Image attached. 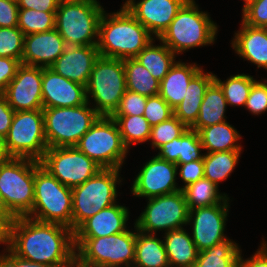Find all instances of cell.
Listing matches in <instances>:
<instances>
[{
  "mask_svg": "<svg viewBox=\"0 0 267 267\" xmlns=\"http://www.w3.org/2000/svg\"><path fill=\"white\" fill-rule=\"evenodd\" d=\"M42 67L21 64L1 95L17 111L43 109Z\"/></svg>",
  "mask_w": 267,
  "mask_h": 267,
  "instance_id": "e0dca14e",
  "label": "cell"
},
{
  "mask_svg": "<svg viewBox=\"0 0 267 267\" xmlns=\"http://www.w3.org/2000/svg\"><path fill=\"white\" fill-rule=\"evenodd\" d=\"M133 267H170L164 241L155 234H146L136 228Z\"/></svg>",
  "mask_w": 267,
  "mask_h": 267,
  "instance_id": "f546056e",
  "label": "cell"
},
{
  "mask_svg": "<svg viewBox=\"0 0 267 267\" xmlns=\"http://www.w3.org/2000/svg\"><path fill=\"white\" fill-rule=\"evenodd\" d=\"M28 217L72 229V188L62 184L35 160L34 203Z\"/></svg>",
  "mask_w": 267,
  "mask_h": 267,
  "instance_id": "5b68a950",
  "label": "cell"
},
{
  "mask_svg": "<svg viewBox=\"0 0 267 267\" xmlns=\"http://www.w3.org/2000/svg\"><path fill=\"white\" fill-rule=\"evenodd\" d=\"M40 163L70 188L83 184L102 169L76 146L48 148Z\"/></svg>",
  "mask_w": 267,
  "mask_h": 267,
  "instance_id": "5bb4252c",
  "label": "cell"
},
{
  "mask_svg": "<svg viewBox=\"0 0 267 267\" xmlns=\"http://www.w3.org/2000/svg\"><path fill=\"white\" fill-rule=\"evenodd\" d=\"M0 219H16L11 211L6 206L4 199L0 195Z\"/></svg>",
  "mask_w": 267,
  "mask_h": 267,
  "instance_id": "11a10c76",
  "label": "cell"
},
{
  "mask_svg": "<svg viewBox=\"0 0 267 267\" xmlns=\"http://www.w3.org/2000/svg\"><path fill=\"white\" fill-rule=\"evenodd\" d=\"M91 103L74 107L43 108L48 148L76 146L100 115Z\"/></svg>",
  "mask_w": 267,
  "mask_h": 267,
  "instance_id": "9c48e42d",
  "label": "cell"
},
{
  "mask_svg": "<svg viewBox=\"0 0 267 267\" xmlns=\"http://www.w3.org/2000/svg\"><path fill=\"white\" fill-rule=\"evenodd\" d=\"M2 253L0 254V267H53L20 258L10 249L2 251Z\"/></svg>",
  "mask_w": 267,
  "mask_h": 267,
  "instance_id": "c3c4849f",
  "label": "cell"
},
{
  "mask_svg": "<svg viewBox=\"0 0 267 267\" xmlns=\"http://www.w3.org/2000/svg\"><path fill=\"white\" fill-rule=\"evenodd\" d=\"M214 77L212 72L206 73L202 68L190 80L183 100L174 109V115L188 128L196 122L205 92L214 81Z\"/></svg>",
  "mask_w": 267,
  "mask_h": 267,
  "instance_id": "d4e9b609",
  "label": "cell"
},
{
  "mask_svg": "<svg viewBox=\"0 0 267 267\" xmlns=\"http://www.w3.org/2000/svg\"><path fill=\"white\" fill-rule=\"evenodd\" d=\"M219 186L203 177L182 189L189 210L229 201L227 194L219 192Z\"/></svg>",
  "mask_w": 267,
  "mask_h": 267,
  "instance_id": "d6a6232c",
  "label": "cell"
},
{
  "mask_svg": "<svg viewBox=\"0 0 267 267\" xmlns=\"http://www.w3.org/2000/svg\"><path fill=\"white\" fill-rule=\"evenodd\" d=\"M261 242L257 251L250 258L239 257L238 267H267V241Z\"/></svg>",
  "mask_w": 267,
  "mask_h": 267,
  "instance_id": "681fc988",
  "label": "cell"
},
{
  "mask_svg": "<svg viewBox=\"0 0 267 267\" xmlns=\"http://www.w3.org/2000/svg\"><path fill=\"white\" fill-rule=\"evenodd\" d=\"M229 204V201H222L220 204L189 210L187 225L192 224L190 235L199 252L229 239L224 233Z\"/></svg>",
  "mask_w": 267,
  "mask_h": 267,
  "instance_id": "9a60e30c",
  "label": "cell"
},
{
  "mask_svg": "<svg viewBox=\"0 0 267 267\" xmlns=\"http://www.w3.org/2000/svg\"><path fill=\"white\" fill-rule=\"evenodd\" d=\"M177 165L159 158L148 160L136 175L131 192L135 197L147 199L181 190L176 182Z\"/></svg>",
  "mask_w": 267,
  "mask_h": 267,
  "instance_id": "2e32d148",
  "label": "cell"
},
{
  "mask_svg": "<svg viewBox=\"0 0 267 267\" xmlns=\"http://www.w3.org/2000/svg\"><path fill=\"white\" fill-rule=\"evenodd\" d=\"M188 127L175 115L168 120L151 127L150 143L151 148L159 149L162 145L180 137Z\"/></svg>",
  "mask_w": 267,
  "mask_h": 267,
  "instance_id": "f35d334b",
  "label": "cell"
},
{
  "mask_svg": "<svg viewBox=\"0 0 267 267\" xmlns=\"http://www.w3.org/2000/svg\"><path fill=\"white\" fill-rule=\"evenodd\" d=\"M100 2L61 0L56 10L55 29L67 46H97Z\"/></svg>",
  "mask_w": 267,
  "mask_h": 267,
  "instance_id": "8992f818",
  "label": "cell"
},
{
  "mask_svg": "<svg viewBox=\"0 0 267 267\" xmlns=\"http://www.w3.org/2000/svg\"><path fill=\"white\" fill-rule=\"evenodd\" d=\"M163 238L170 267H193L199 251L186 229L171 230Z\"/></svg>",
  "mask_w": 267,
  "mask_h": 267,
  "instance_id": "4316f807",
  "label": "cell"
},
{
  "mask_svg": "<svg viewBox=\"0 0 267 267\" xmlns=\"http://www.w3.org/2000/svg\"><path fill=\"white\" fill-rule=\"evenodd\" d=\"M18 3L11 0H0V27H17Z\"/></svg>",
  "mask_w": 267,
  "mask_h": 267,
  "instance_id": "bcb514c9",
  "label": "cell"
},
{
  "mask_svg": "<svg viewBox=\"0 0 267 267\" xmlns=\"http://www.w3.org/2000/svg\"><path fill=\"white\" fill-rule=\"evenodd\" d=\"M15 111L0 94V138L4 139L10 129Z\"/></svg>",
  "mask_w": 267,
  "mask_h": 267,
  "instance_id": "816d5d0a",
  "label": "cell"
},
{
  "mask_svg": "<svg viewBox=\"0 0 267 267\" xmlns=\"http://www.w3.org/2000/svg\"><path fill=\"white\" fill-rule=\"evenodd\" d=\"M76 147L102 169H121L129 152L111 116H100Z\"/></svg>",
  "mask_w": 267,
  "mask_h": 267,
  "instance_id": "30bf717a",
  "label": "cell"
},
{
  "mask_svg": "<svg viewBox=\"0 0 267 267\" xmlns=\"http://www.w3.org/2000/svg\"><path fill=\"white\" fill-rule=\"evenodd\" d=\"M198 6L195 0H188L158 38L176 55L195 47L212 45L217 39V24Z\"/></svg>",
  "mask_w": 267,
  "mask_h": 267,
  "instance_id": "277c9868",
  "label": "cell"
},
{
  "mask_svg": "<svg viewBox=\"0 0 267 267\" xmlns=\"http://www.w3.org/2000/svg\"><path fill=\"white\" fill-rule=\"evenodd\" d=\"M147 97L134 91L126 90L122 96L118 108L112 115L143 116Z\"/></svg>",
  "mask_w": 267,
  "mask_h": 267,
  "instance_id": "7bdbcfd3",
  "label": "cell"
},
{
  "mask_svg": "<svg viewBox=\"0 0 267 267\" xmlns=\"http://www.w3.org/2000/svg\"><path fill=\"white\" fill-rule=\"evenodd\" d=\"M196 63L176 61L160 82L159 95L174 110L183 100L190 80L201 70Z\"/></svg>",
  "mask_w": 267,
  "mask_h": 267,
  "instance_id": "cb8c5ba5",
  "label": "cell"
},
{
  "mask_svg": "<svg viewBox=\"0 0 267 267\" xmlns=\"http://www.w3.org/2000/svg\"><path fill=\"white\" fill-rule=\"evenodd\" d=\"M177 171H179L178 175L182 179V182H184L185 184L181 187L182 190L187 185L196 182L197 180L204 177L203 160L191 161L185 164H177Z\"/></svg>",
  "mask_w": 267,
  "mask_h": 267,
  "instance_id": "f6af8a7d",
  "label": "cell"
},
{
  "mask_svg": "<svg viewBox=\"0 0 267 267\" xmlns=\"http://www.w3.org/2000/svg\"><path fill=\"white\" fill-rule=\"evenodd\" d=\"M16 219H0V244H5L8 250L10 248V228Z\"/></svg>",
  "mask_w": 267,
  "mask_h": 267,
  "instance_id": "f5cc1de1",
  "label": "cell"
},
{
  "mask_svg": "<svg viewBox=\"0 0 267 267\" xmlns=\"http://www.w3.org/2000/svg\"><path fill=\"white\" fill-rule=\"evenodd\" d=\"M214 81L220 86L228 106L245 107L252 85L257 81L248 74H236L222 81L214 74Z\"/></svg>",
  "mask_w": 267,
  "mask_h": 267,
  "instance_id": "8d00e7d4",
  "label": "cell"
},
{
  "mask_svg": "<svg viewBox=\"0 0 267 267\" xmlns=\"http://www.w3.org/2000/svg\"><path fill=\"white\" fill-rule=\"evenodd\" d=\"M231 46L239 57L267 70V28L252 27L241 21Z\"/></svg>",
  "mask_w": 267,
  "mask_h": 267,
  "instance_id": "603a6c76",
  "label": "cell"
},
{
  "mask_svg": "<svg viewBox=\"0 0 267 267\" xmlns=\"http://www.w3.org/2000/svg\"><path fill=\"white\" fill-rule=\"evenodd\" d=\"M188 0H126L122 6L158 39Z\"/></svg>",
  "mask_w": 267,
  "mask_h": 267,
  "instance_id": "ac0fdd59",
  "label": "cell"
},
{
  "mask_svg": "<svg viewBox=\"0 0 267 267\" xmlns=\"http://www.w3.org/2000/svg\"><path fill=\"white\" fill-rule=\"evenodd\" d=\"M9 249L32 262L75 267L74 231L61 224L18 217L10 228Z\"/></svg>",
  "mask_w": 267,
  "mask_h": 267,
  "instance_id": "6da1fadb",
  "label": "cell"
},
{
  "mask_svg": "<svg viewBox=\"0 0 267 267\" xmlns=\"http://www.w3.org/2000/svg\"><path fill=\"white\" fill-rule=\"evenodd\" d=\"M4 141L13 157L40 161L48 149L43 109L15 112Z\"/></svg>",
  "mask_w": 267,
  "mask_h": 267,
  "instance_id": "7c38bea8",
  "label": "cell"
},
{
  "mask_svg": "<svg viewBox=\"0 0 267 267\" xmlns=\"http://www.w3.org/2000/svg\"><path fill=\"white\" fill-rule=\"evenodd\" d=\"M85 87L87 102L92 98L100 116H111L127 90L123 59L99 56Z\"/></svg>",
  "mask_w": 267,
  "mask_h": 267,
  "instance_id": "ba28073f",
  "label": "cell"
},
{
  "mask_svg": "<svg viewBox=\"0 0 267 267\" xmlns=\"http://www.w3.org/2000/svg\"><path fill=\"white\" fill-rule=\"evenodd\" d=\"M173 115L174 110L159 94L147 97L143 116L147 119L151 127L168 120Z\"/></svg>",
  "mask_w": 267,
  "mask_h": 267,
  "instance_id": "60d3db41",
  "label": "cell"
},
{
  "mask_svg": "<svg viewBox=\"0 0 267 267\" xmlns=\"http://www.w3.org/2000/svg\"><path fill=\"white\" fill-rule=\"evenodd\" d=\"M118 124L124 146L129 150L134 144L148 142L151 126L144 116L111 115Z\"/></svg>",
  "mask_w": 267,
  "mask_h": 267,
  "instance_id": "d590c367",
  "label": "cell"
},
{
  "mask_svg": "<svg viewBox=\"0 0 267 267\" xmlns=\"http://www.w3.org/2000/svg\"><path fill=\"white\" fill-rule=\"evenodd\" d=\"M157 156L177 164L203 160V146L197 131L188 128L180 137L162 145Z\"/></svg>",
  "mask_w": 267,
  "mask_h": 267,
  "instance_id": "484cf974",
  "label": "cell"
},
{
  "mask_svg": "<svg viewBox=\"0 0 267 267\" xmlns=\"http://www.w3.org/2000/svg\"><path fill=\"white\" fill-rule=\"evenodd\" d=\"M198 134L205 153L242 150L239 131L227 121L201 128Z\"/></svg>",
  "mask_w": 267,
  "mask_h": 267,
  "instance_id": "83f0119b",
  "label": "cell"
},
{
  "mask_svg": "<svg viewBox=\"0 0 267 267\" xmlns=\"http://www.w3.org/2000/svg\"><path fill=\"white\" fill-rule=\"evenodd\" d=\"M248 1H250V0H244V5H245Z\"/></svg>",
  "mask_w": 267,
  "mask_h": 267,
  "instance_id": "6f0895ef",
  "label": "cell"
},
{
  "mask_svg": "<svg viewBox=\"0 0 267 267\" xmlns=\"http://www.w3.org/2000/svg\"><path fill=\"white\" fill-rule=\"evenodd\" d=\"M240 246L232 239L198 253L193 267H238Z\"/></svg>",
  "mask_w": 267,
  "mask_h": 267,
  "instance_id": "1f68e13d",
  "label": "cell"
},
{
  "mask_svg": "<svg viewBox=\"0 0 267 267\" xmlns=\"http://www.w3.org/2000/svg\"><path fill=\"white\" fill-rule=\"evenodd\" d=\"M263 80V81H262ZM245 109L253 115H261L267 111V80L256 81L250 90Z\"/></svg>",
  "mask_w": 267,
  "mask_h": 267,
  "instance_id": "ee69618b",
  "label": "cell"
},
{
  "mask_svg": "<svg viewBox=\"0 0 267 267\" xmlns=\"http://www.w3.org/2000/svg\"><path fill=\"white\" fill-rule=\"evenodd\" d=\"M99 56L97 46H67L50 68L64 78L86 86Z\"/></svg>",
  "mask_w": 267,
  "mask_h": 267,
  "instance_id": "44dd1931",
  "label": "cell"
},
{
  "mask_svg": "<svg viewBox=\"0 0 267 267\" xmlns=\"http://www.w3.org/2000/svg\"><path fill=\"white\" fill-rule=\"evenodd\" d=\"M123 62L127 90L146 97L159 94L160 81L154 78L143 65L135 58H127Z\"/></svg>",
  "mask_w": 267,
  "mask_h": 267,
  "instance_id": "e575fe53",
  "label": "cell"
},
{
  "mask_svg": "<svg viewBox=\"0 0 267 267\" xmlns=\"http://www.w3.org/2000/svg\"><path fill=\"white\" fill-rule=\"evenodd\" d=\"M67 45L56 29L24 36L22 64L51 67Z\"/></svg>",
  "mask_w": 267,
  "mask_h": 267,
  "instance_id": "ffe728a7",
  "label": "cell"
},
{
  "mask_svg": "<svg viewBox=\"0 0 267 267\" xmlns=\"http://www.w3.org/2000/svg\"><path fill=\"white\" fill-rule=\"evenodd\" d=\"M43 108L74 107L87 102L86 87L56 73L50 67H42Z\"/></svg>",
  "mask_w": 267,
  "mask_h": 267,
  "instance_id": "d6986e66",
  "label": "cell"
},
{
  "mask_svg": "<svg viewBox=\"0 0 267 267\" xmlns=\"http://www.w3.org/2000/svg\"><path fill=\"white\" fill-rule=\"evenodd\" d=\"M129 209L114 204L85 220L75 231L74 237H105L127 231Z\"/></svg>",
  "mask_w": 267,
  "mask_h": 267,
  "instance_id": "7402d4cb",
  "label": "cell"
},
{
  "mask_svg": "<svg viewBox=\"0 0 267 267\" xmlns=\"http://www.w3.org/2000/svg\"><path fill=\"white\" fill-rule=\"evenodd\" d=\"M227 106L220 86L213 81L205 92L196 122L190 128L198 132L201 128L227 121Z\"/></svg>",
  "mask_w": 267,
  "mask_h": 267,
  "instance_id": "f1b7e54d",
  "label": "cell"
},
{
  "mask_svg": "<svg viewBox=\"0 0 267 267\" xmlns=\"http://www.w3.org/2000/svg\"><path fill=\"white\" fill-rule=\"evenodd\" d=\"M12 158L4 139L0 138V166L8 163Z\"/></svg>",
  "mask_w": 267,
  "mask_h": 267,
  "instance_id": "db71d44e",
  "label": "cell"
},
{
  "mask_svg": "<svg viewBox=\"0 0 267 267\" xmlns=\"http://www.w3.org/2000/svg\"><path fill=\"white\" fill-rule=\"evenodd\" d=\"M55 13L33 9H19L17 27L24 35L51 31L55 29Z\"/></svg>",
  "mask_w": 267,
  "mask_h": 267,
  "instance_id": "74e56055",
  "label": "cell"
},
{
  "mask_svg": "<svg viewBox=\"0 0 267 267\" xmlns=\"http://www.w3.org/2000/svg\"><path fill=\"white\" fill-rule=\"evenodd\" d=\"M153 39L125 6L110 14L104 10L101 15L97 44L100 56L135 58Z\"/></svg>",
  "mask_w": 267,
  "mask_h": 267,
  "instance_id": "7a4b0ae2",
  "label": "cell"
},
{
  "mask_svg": "<svg viewBox=\"0 0 267 267\" xmlns=\"http://www.w3.org/2000/svg\"><path fill=\"white\" fill-rule=\"evenodd\" d=\"M24 36L18 27H0V57L17 59L22 63Z\"/></svg>",
  "mask_w": 267,
  "mask_h": 267,
  "instance_id": "ab89813d",
  "label": "cell"
},
{
  "mask_svg": "<svg viewBox=\"0 0 267 267\" xmlns=\"http://www.w3.org/2000/svg\"><path fill=\"white\" fill-rule=\"evenodd\" d=\"M121 169H101L83 184L72 188V230L106 207L118 203Z\"/></svg>",
  "mask_w": 267,
  "mask_h": 267,
  "instance_id": "52a82bcc",
  "label": "cell"
},
{
  "mask_svg": "<svg viewBox=\"0 0 267 267\" xmlns=\"http://www.w3.org/2000/svg\"><path fill=\"white\" fill-rule=\"evenodd\" d=\"M61 0H19V9H33L43 12H56Z\"/></svg>",
  "mask_w": 267,
  "mask_h": 267,
  "instance_id": "f907efd6",
  "label": "cell"
},
{
  "mask_svg": "<svg viewBox=\"0 0 267 267\" xmlns=\"http://www.w3.org/2000/svg\"><path fill=\"white\" fill-rule=\"evenodd\" d=\"M242 150L205 153L203 156L204 177L217 186L231 175Z\"/></svg>",
  "mask_w": 267,
  "mask_h": 267,
  "instance_id": "836d02e7",
  "label": "cell"
},
{
  "mask_svg": "<svg viewBox=\"0 0 267 267\" xmlns=\"http://www.w3.org/2000/svg\"><path fill=\"white\" fill-rule=\"evenodd\" d=\"M160 45H154L155 38L135 57L149 73L158 81H162L171 67L176 63L177 55L161 40Z\"/></svg>",
  "mask_w": 267,
  "mask_h": 267,
  "instance_id": "4dcf8cb0",
  "label": "cell"
},
{
  "mask_svg": "<svg viewBox=\"0 0 267 267\" xmlns=\"http://www.w3.org/2000/svg\"><path fill=\"white\" fill-rule=\"evenodd\" d=\"M75 1H88V2H99V0H75Z\"/></svg>",
  "mask_w": 267,
  "mask_h": 267,
  "instance_id": "9f6ffc18",
  "label": "cell"
},
{
  "mask_svg": "<svg viewBox=\"0 0 267 267\" xmlns=\"http://www.w3.org/2000/svg\"><path fill=\"white\" fill-rule=\"evenodd\" d=\"M21 61L9 57H0V94L15 77Z\"/></svg>",
  "mask_w": 267,
  "mask_h": 267,
  "instance_id": "7dc6e473",
  "label": "cell"
},
{
  "mask_svg": "<svg viewBox=\"0 0 267 267\" xmlns=\"http://www.w3.org/2000/svg\"><path fill=\"white\" fill-rule=\"evenodd\" d=\"M135 232L128 229L105 237H74L76 267H133Z\"/></svg>",
  "mask_w": 267,
  "mask_h": 267,
  "instance_id": "3957f363",
  "label": "cell"
},
{
  "mask_svg": "<svg viewBox=\"0 0 267 267\" xmlns=\"http://www.w3.org/2000/svg\"><path fill=\"white\" fill-rule=\"evenodd\" d=\"M147 200L134 222L140 232L156 235L158 230L167 233L187 226L189 208L182 190Z\"/></svg>",
  "mask_w": 267,
  "mask_h": 267,
  "instance_id": "4fadbf2b",
  "label": "cell"
},
{
  "mask_svg": "<svg viewBox=\"0 0 267 267\" xmlns=\"http://www.w3.org/2000/svg\"><path fill=\"white\" fill-rule=\"evenodd\" d=\"M242 21L252 27L267 28V0H250L243 5Z\"/></svg>",
  "mask_w": 267,
  "mask_h": 267,
  "instance_id": "b9f144b4",
  "label": "cell"
},
{
  "mask_svg": "<svg viewBox=\"0 0 267 267\" xmlns=\"http://www.w3.org/2000/svg\"><path fill=\"white\" fill-rule=\"evenodd\" d=\"M35 160L13 157L0 166V195L16 217L28 216L34 203Z\"/></svg>",
  "mask_w": 267,
  "mask_h": 267,
  "instance_id": "8fae6325",
  "label": "cell"
}]
</instances>
